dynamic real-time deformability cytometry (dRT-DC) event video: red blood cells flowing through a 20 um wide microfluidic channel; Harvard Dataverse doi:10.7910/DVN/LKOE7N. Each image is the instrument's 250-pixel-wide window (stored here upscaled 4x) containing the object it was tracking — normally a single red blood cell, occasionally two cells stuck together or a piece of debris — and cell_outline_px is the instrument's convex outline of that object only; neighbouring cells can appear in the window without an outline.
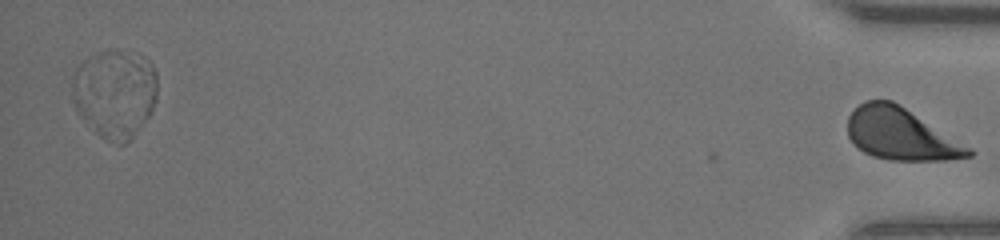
{"species": "human", "species_latin": "Homo sapiens", "temperature_condition": "warm", "stored_images_in_passage": 42, "segment_of_instrument_passage": [2, 2], "camera_frame_rate_fps": 3000, "um_per_image_px": 0.085, "donor": {"sex": "male"}, "frame": {"image": 1, "passage_image": 42, "time_ms": 13.667, "image_size_px": [1000, 240], "cell_outline_px": [[976, 152], [972, 156], [948, 160], [888, 160], [872, 156], [864, 152], [848, 136], [848, 116], [864, 100], [892, 100], [900, 104], [972, 148]], "centroid_in_image_um": [76.6, 11.4], "position_along_channel_um": 358.6, "area_um2": 36.53}}